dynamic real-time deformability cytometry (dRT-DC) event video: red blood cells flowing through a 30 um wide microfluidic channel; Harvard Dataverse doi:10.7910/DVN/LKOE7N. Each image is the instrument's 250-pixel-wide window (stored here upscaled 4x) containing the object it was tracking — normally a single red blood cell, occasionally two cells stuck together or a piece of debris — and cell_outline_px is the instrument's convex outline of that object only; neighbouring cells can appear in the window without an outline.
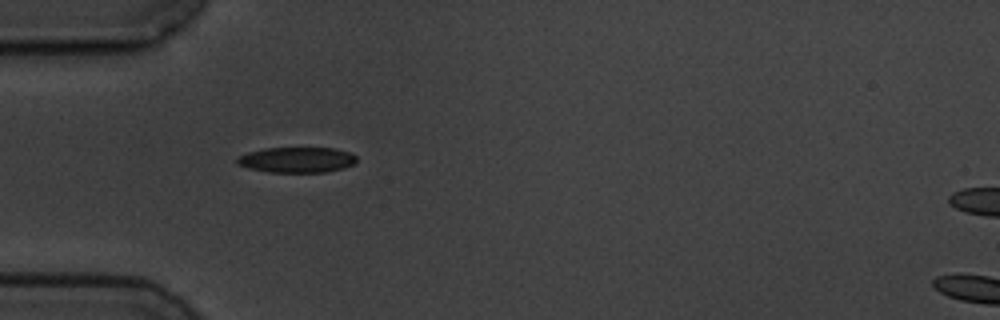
{"species": "common noctule bat (a hibernating species)", "species_latin": "Nyctalus noctula", "temperature_condition": "cold", "stored_images_in_passage": 5, "camera_frame_rate_fps": 3000, "um_per_image_px": 0.085, "animal": {"sex": "male", "body_mass_g": 19.5, "forearm_length_mm": 54.6}, "frame": {"image": 1, "passage_image": 4, "time_ms": 3.667, "image_size_px": [1000, 320], "cell_outline_px": [[356, 164], [344, 168], [324, 172], [268, 172], [248, 168], [236, 164], [236, 156], [248, 152], [264, 148], [332, 148], [352, 152], [356, 156]], "centroid_in_image_um": [25.23, 13.58], "position_along_channel_um": 59.8, "area_um2": 17.98}}
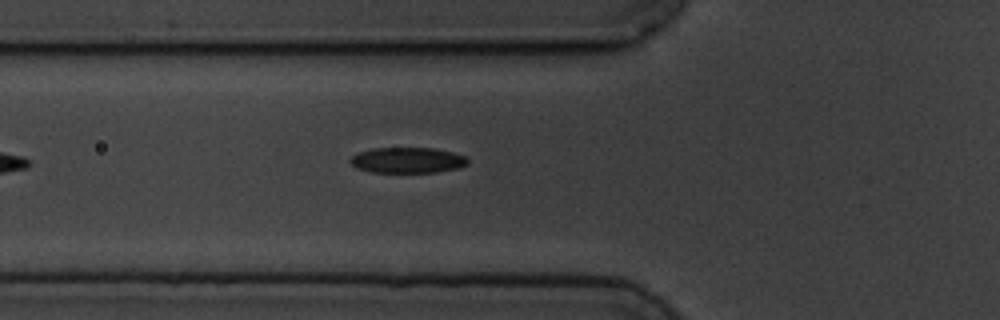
{"frame": {"image": 2, "passage_image": 5, "time_ms": 4.667, "image_size_px": [1000, 320], "cell_outline_px": [[468, 164], [460, 168], [436, 172], [372, 172], [356, 168], [348, 160], [356, 152], [372, 148], [432, 148], [452, 152], [464, 156], [468, 160]], "centroid_in_image_um": [34.61, 13.61], "position_along_channel_um": 91.2, "area_um2": 17.63}}